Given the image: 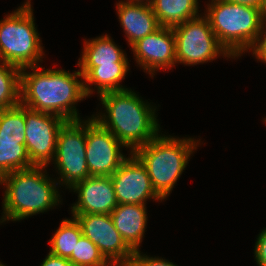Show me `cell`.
Listing matches in <instances>:
<instances>
[{
	"label": "cell",
	"mask_w": 266,
	"mask_h": 266,
	"mask_svg": "<svg viewBox=\"0 0 266 266\" xmlns=\"http://www.w3.org/2000/svg\"><path fill=\"white\" fill-rule=\"evenodd\" d=\"M43 69L39 65L21 69L20 103L35 111L58 115L66 121L80 120L76 104L87 98L80 69L73 73Z\"/></svg>",
	"instance_id": "6da1fadb"
},
{
	"label": "cell",
	"mask_w": 266,
	"mask_h": 266,
	"mask_svg": "<svg viewBox=\"0 0 266 266\" xmlns=\"http://www.w3.org/2000/svg\"><path fill=\"white\" fill-rule=\"evenodd\" d=\"M99 97L106 112L92 117L109 130L126 149L129 148L130 153L160 133L156 106L143 101L131 89L107 92Z\"/></svg>",
	"instance_id": "7a4b0ae2"
},
{
	"label": "cell",
	"mask_w": 266,
	"mask_h": 266,
	"mask_svg": "<svg viewBox=\"0 0 266 266\" xmlns=\"http://www.w3.org/2000/svg\"><path fill=\"white\" fill-rule=\"evenodd\" d=\"M45 168L33 166L0 178V185L5 187L0 223L20 221L61 204L59 184L48 176Z\"/></svg>",
	"instance_id": "3957f363"
},
{
	"label": "cell",
	"mask_w": 266,
	"mask_h": 266,
	"mask_svg": "<svg viewBox=\"0 0 266 266\" xmlns=\"http://www.w3.org/2000/svg\"><path fill=\"white\" fill-rule=\"evenodd\" d=\"M199 141L161 133L133 152L145 166L154 190L163 200L172 192Z\"/></svg>",
	"instance_id": "277c9868"
},
{
	"label": "cell",
	"mask_w": 266,
	"mask_h": 266,
	"mask_svg": "<svg viewBox=\"0 0 266 266\" xmlns=\"http://www.w3.org/2000/svg\"><path fill=\"white\" fill-rule=\"evenodd\" d=\"M206 8L212 31L233 59L251 49L266 17L261 9L224 0H211Z\"/></svg>",
	"instance_id": "5b68a950"
},
{
	"label": "cell",
	"mask_w": 266,
	"mask_h": 266,
	"mask_svg": "<svg viewBox=\"0 0 266 266\" xmlns=\"http://www.w3.org/2000/svg\"><path fill=\"white\" fill-rule=\"evenodd\" d=\"M31 6L26 0L0 20V61L19 69L38 66L45 55Z\"/></svg>",
	"instance_id": "8992f818"
},
{
	"label": "cell",
	"mask_w": 266,
	"mask_h": 266,
	"mask_svg": "<svg viewBox=\"0 0 266 266\" xmlns=\"http://www.w3.org/2000/svg\"><path fill=\"white\" fill-rule=\"evenodd\" d=\"M175 36L176 63L197 65L217 57L233 58L219 43L208 18L199 15L172 28Z\"/></svg>",
	"instance_id": "52a82bcc"
},
{
	"label": "cell",
	"mask_w": 266,
	"mask_h": 266,
	"mask_svg": "<svg viewBox=\"0 0 266 266\" xmlns=\"http://www.w3.org/2000/svg\"><path fill=\"white\" fill-rule=\"evenodd\" d=\"M53 161L60 175L57 178L59 185L71 188L90 177L86 161V120H71L63 124L58 133Z\"/></svg>",
	"instance_id": "ba28073f"
},
{
	"label": "cell",
	"mask_w": 266,
	"mask_h": 266,
	"mask_svg": "<svg viewBox=\"0 0 266 266\" xmlns=\"http://www.w3.org/2000/svg\"><path fill=\"white\" fill-rule=\"evenodd\" d=\"M66 122L62 117L25 107V145L35 166H46L55 157L58 133Z\"/></svg>",
	"instance_id": "9c48e42d"
},
{
	"label": "cell",
	"mask_w": 266,
	"mask_h": 266,
	"mask_svg": "<svg viewBox=\"0 0 266 266\" xmlns=\"http://www.w3.org/2000/svg\"><path fill=\"white\" fill-rule=\"evenodd\" d=\"M125 146L93 117L86 120V161L90 176H111L128 158Z\"/></svg>",
	"instance_id": "30bf717a"
},
{
	"label": "cell",
	"mask_w": 266,
	"mask_h": 266,
	"mask_svg": "<svg viewBox=\"0 0 266 266\" xmlns=\"http://www.w3.org/2000/svg\"><path fill=\"white\" fill-rule=\"evenodd\" d=\"M79 223L82 234L93 244L108 262L133 259L134 251L116 230L110 214L72 215Z\"/></svg>",
	"instance_id": "8fae6325"
},
{
	"label": "cell",
	"mask_w": 266,
	"mask_h": 266,
	"mask_svg": "<svg viewBox=\"0 0 266 266\" xmlns=\"http://www.w3.org/2000/svg\"><path fill=\"white\" fill-rule=\"evenodd\" d=\"M110 176L118 204L146 205L148 199L163 201L154 190L145 166L133 154Z\"/></svg>",
	"instance_id": "7c38bea8"
},
{
	"label": "cell",
	"mask_w": 266,
	"mask_h": 266,
	"mask_svg": "<svg viewBox=\"0 0 266 266\" xmlns=\"http://www.w3.org/2000/svg\"><path fill=\"white\" fill-rule=\"evenodd\" d=\"M136 63L151 77L157 70L176 64L175 36L172 28L160 27L131 46Z\"/></svg>",
	"instance_id": "4fadbf2b"
},
{
	"label": "cell",
	"mask_w": 266,
	"mask_h": 266,
	"mask_svg": "<svg viewBox=\"0 0 266 266\" xmlns=\"http://www.w3.org/2000/svg\"><path fill=\"white\" fill-rule=\"evenodd\" d=\"M69 190L78 194L77 202L71 206L72 215L110 214L118 205L110 176H90Z\"/></svg>",
	"instance_id": "5bb4252c"
},
{
	"label": "cell",
	"mask_w": 266,
	"mask_h": 266,
	"mask_svg": "<svg viewBox=\"0 0 266 266\" xmlns=\"http://www.w3.org/2000/svg\"><path fill=\"white\" fill-rule=\"evenodd\" d=\"M118 19L130 47L161 26L151 5L119 1L116 4Z\"/></svg>",
	"instance_id": "9a60e30c"
},
{
	"label": "cell",
	"mask_w": 266,
	"mask_h": 266,
	"mask_svg": "<svg viewBox=\"0 0 266 266\" xmlns=\"http://www.w3.org/2000/svg\"><path fill=\"white\" fill-rule=\"evenodd\" d=\"M146 205L118 204L110 213L116 230L133 250H139L147 225Z\"/></svg>",
	"instance_id": "2e32d148"
},
{
	"label": "cell",
	"mask_w": 266,
	"mask_h": 266,
	"mask_svg": "<svg viewBox=\"0 0 266 266\" xmlns=\"http://www.w3.org/2000/svg\"><path fill=\"white\" fill-rule=\"evenodd\" d=\"M129 62H116L115 65L79 66L83 75L84 90L87 97L93 94L96 88L98 96L107 93L127 90L120 83L129 71ZM90 85V86H89Z\"/></svg>",
	"instance_id": "e0dca14e"
},
{
	"label": "cell",
	"mask_w": 266,
	"mask_h": 266,
	"mask_svg": "<svg viewBox=\"0 0 266 266\" xmlns=\"http://www.w3.org/2000/svg\"><path fill=\"white\" fill-rule=\"evenodd\" d=\"M82 57L78 66L115 65L116 62H128L127 55L117 46L108 34L84 41ZM120 47V48H119Z\"/></svg>",
	"instance_id": "ac0fdd59"
},
{
	"label": "cell",
	"mask_w": 266,
	"mask_h": 266,
	"mask_svg": "<svg viewBox=\"0 0 266 266\" xmlns=\"http://www.w3.org/2000/svg\"><path fill=\"white\" fill-rule=\"evenodd\" d=\"M198 0H153L151 7L162 27L174 28L198 17Z\"/></svg>",
	"instance_id": "d6986e66"
},
{
	"label": "cell",
	"mask_w": 266,
	"mask_h": 266,
	"mask_svg": "<svg viewBox=\"0 0 266 266\" xmlns=\"http://www.w3.org/2000/svg\"><path fill=\"white\" fill-rule=\"evenodd\" d=\"M35 166L29 157L25 139L0 138V178Z\"/></svg>",
	"instance_id": "ffe728a7"
},
{
	"label": "cell",
	"mask_w": 266,
	"mask_h": 266,
	"mask_svg": "<svg viewBox=\"0 0 266 266\" xmlns=\"http://www.w3.org/2000/svg\"><path fill=\"white\" fill-rule=\"evenodd\" d=\"M82 235L81 227L74 217L63 219L49 240L51 246L49 253L69 259Z\"/></svg>",
	"instance_id": "44dd1931"
},
{
	"label": "cell",
	"mask_w": 266,
	"mask_h": 266,
	"mask_svg": "<svg viewBox=\"0 0 266 266\" xmlns=\"http://www.w3.org/2000/svg\"><path fill=\"white\" fill-rule=\"evenodd\" d=\"M21 69L0 61V110L20 104Z\"/></svg>",
	"instance_id": "7402d4cb"
},
{
	"label": "cell",
	"mask_w": 266,
	"mask_h": 266,
	"mask_svg": "<svg viewBox=\"0 0 266 266\" xmlns=\"http://www.w3.org/2000/svg\"><path fill=\"white\" fill-rule=\"evenodd\" d=\"M25 106L0 110V138L25 139Z\"/></svg>",
	"instance_id": "603a6c76"
},
{
	"label": "cell",
	"mask_w": 266,
	"mask_h": 266,
	"mask_svg": "<svg viewBox=\"0 0 266 266\" xmlns=\"http://www.w3.org/2000/svg\"><path fill=\"white\" fill-rule=\"evenodd\" d=\"M74 266H108L96 244L82 235L68 259Z\"/></svg>",
	"instance_id": "cb8c5ba5"
},
{
	"label": "cell",
	"mask_w": 266,
	"mask_h": 266,
	"mask_svg": "<svg viewBox=\"0 0 266 266\" xmlns=\"http://www.w3.org/2000/svg\"><path fill=\"white\" fill-rule=\"evenodd\" d=\"M264 28H266V17L261 25L257 40L249 51H252L258 61L266 63V29Z\"/></svg>",
	"instance_id": "d4e9b609"
},
{
	"label": "cell",
	"mask_w": 266,
	"mask_h": 266,
	"mask_svg": "<svg viewBox=\"0 0 266 266\" xmlns=\"http://www.w3.org/2000/svg\"><path fill=\"white\" fill-rule=\"evenodd\" d=\"M140 250L134 251L133 260L138 266H177L172 262L159 258V257H149L146 254L140 253Z\"/></svg>",
	"instance_id": "484cf974"
},
{
	"label": "cell",
	"mask_w": 266,
	"mask_h": 266,
	"mask_svg": "<svg viewBox=\"0 0 266 266\" xmlns=\"http://www.w3.org/2000/svg\"><path fill=\"white\" fill-rule=\"evenodd\" d=\"M257 237L254 256L258 266H266V228Z\"/></svg>",
	"instance_id": "4316f807"
},
{
	"label": "cell",
	"mask_w": 266,
	"mask_h": 266,
	"mask_svg": "<svg viewBox=\"0 0 266 266\" xmlns=\"http://www.w3.org/2000/svg\"><path fill=\"white\" fill-rule=\"evenodd\" d=\"M40 266H74L68 259L48 253Z\"/></svg>",
	"instance_id": "83f0119b"
},
{
	"label": "cell",
	"mask_w": 266,
	"mask_h": 266,
	"mask_svg": "<svg viewBox=\"0 0 266 266\" xmlns=\"http://www.w3.org/2000/svg\"><path fill=\"white\" fill-rule=\"evenodd\" d=\"M224 1L254 6V7L259 8L263 11V0H224Z\"/></svg>",
	"instance_id": "f1b7e54d"
},
{
	"label": "cell",
	"mask_w": 266,
	"mask_h": 266,
	"mask_svg": "<svg viewBox=\"0 0 266 266\" xmlns=\"http://www.w3.org/2000/svg\"><path fill=\"white\" fill-rule=\"evenodd\" d=\"M108 266H138V265L132 259V260H128V261L109 262Z\"/></svg>",
	"instance_id": "f546056e"
},
{
	"label": "cell",
	"mask_w": 266,
	"mask_h": 266,
	"mask_svg": "<svg viewBox=\"0 0 266 266\" xmlns=\"http://www.w3.org/2000/svg\"><path fill=\"white\" fill-rule=\"evenodd\" d=\"M126 2H129V3H141V4H149V5H151L153 0H126Z\"/></svg>",
	"instance_id": "4dcf8cb0"
},
{
	"label": "cell",
	"mask_w": 266,
	"mask_h": 266,
	"mask_svg": "<svg viewBox=\"0 0 266 266\" xmlns=\"http://www.w3.org/2000/svg\"><path fill=\"white\" fill-rule=\"evenodd\" d=\"M263 12L266 14V0H263Z\"/></svg>",
	"instance_id": "1f68e13d"
}]
</instances>
